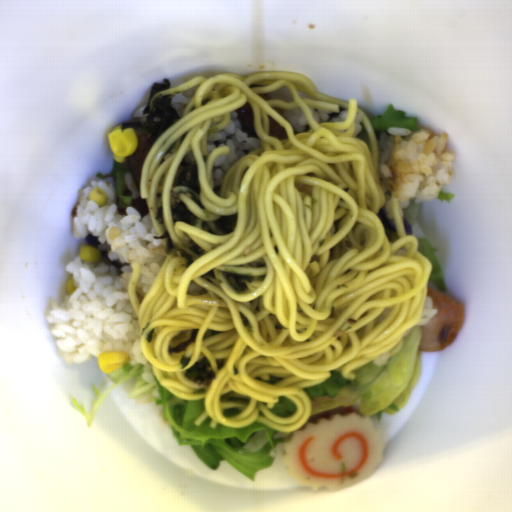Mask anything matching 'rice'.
I'll list each match as a JSON object with an SVG mask.
<instances>
[{
    "mask_svg": "<svg viewBox=\"0 0 512 512\" xmlns=\"http://www.w3.org/2000/svg\"><path fill=\"white\" fill-rule=\"evenodd\" d=\"M99 188L107 195L104 207L88 199ZM120 214L115 188L106 180H91L80 188L78 204L71 220L74 239L92 234L100 242L99 262H88L80 254L66 265L75 291L62 301L49 298L45 319L56 338V350L67 364L83 363L102 352H126L131 364L142 366L141 377L148 384L154 373L145 357L138 315L128 292L132 263H139L136 285L142 303L161 271L168 253L150 212L141 216L129 205Z\"/></svg>",
    "mask_w": 512,
    "mask_h": 512,
    "instance_id": "obj_1",
    "label": "rice"
},
{
    "mask_svg": "<svg viewBox=\"0 0 512 512\" xmlns=\"http://www.w3.org/2000/svg\"><path fill=\"white\" fill-rule=\"evenodd\" d=\"M376 141L387 218L396 220L392 198H397L403 218L411 203L436 200L450 184L456 157L447 150V133L398 127L381 132Z\"/></svg>",
    "mask_w": 512,
    "mask_h": 512,
    "instance_id": "obj_2",
    "label": "rice"
},
{
    "mask_svg": "<svg viewBox=\"0 0 512 512\" xmlns=\"http://www.w3.org/2000/svg\"><path fill=\"white\" fill-rule=\"evenodd\" d=\"M220 145L228 146L229 154L218 155L212 165L214 193L222 190L223 180L228 170L238 160L261 147L262 142L261 139L248 137L246 132L241 131L240 120L235 109L230 113L226 127L209 135L205 142L208 153Z\"/></svg>",
    "mask_w": 512,
    "mask_h": 512,
    "instance_id": "obj_3",
    "label": "rice"
},
{
    "mask_svg": "<svg viewBox=\"0 0 512 512\" xmlns=\"http://www.w3.org/2000/svg\"><path fill=\"white\" fill-rule=\"evenodd\" d=\"M278 111L283 119L291 125L295 132L300 134L304 133L308 129V119L300 107L293 110L279 109Z\"/></svg>",
    "mask_w": 512,
    "mask_h": 512,
    "instance_id": "obj_4",
    "label": "rice"
},
{
    "mask_svg": "<svg viewBox=\"0 0 512 512\" xmlns=\"http://www.w3.org/2000/svg\"><path fill=\"white\" fill-rule=\"evenodd\" d=\"M311 114L316 123H336L347 120L348 109L340 108L339 111L325 110L311 107Z\"/></svg>",
    "mask_w": 512,
    "mask_h": 512,
    "instance_id": "obj_5",
    "label": "rice"
},
{
    "mask_svg": "<svg viewBox=\"0 0 512 512\" xmlns=\"http://www.w3.org/2000/svg\"><path fill=\"white\" fill-rule=\"evenodd\" d=\"M198 88H199V84L184 91V92L168 95V96H170V98L172 100L173 107H174L176 113L178 114L179 119H181L186 107L188 106V104L191 102V100L195 96Z\"/></svg>",
    "mask_w": 512,
    "mask_h": 512,
    "instance_id": "obj_6",
    "label": "rice"
},
{
    "mask_svg": "<svg viewBox=\"0 0 512 512\" xmlns=\"http://www.w3.org/2000/svg\"><path fill=\"white\" fill-rule=\"evenodd\" d=\"M437 315L438 310L433 306L432 297L430 295H426L421 317L414 326L427 325Z\"/></svg>",
    "mask_w": 512,
    "mask_h": 512,
    "instance_id": "obj_7",
    "label": "rice"
},
{
    "mask_svg": "<svg viewBox=\"0 0 512 512\" xmlns=\"http://www.w3.org/2000/svg\"><path fill=\"white\" fill-rule=\"evenodd\" d=\"M124 180L127 187H129L132 191L133 201L137 199L139 196H141V192L138 190L131 172L125 173Z\"/></svg>",
    "mask_w": 512,
    "mask_h": 512,
    "instance_id": "obj_8",
    "label": "rice"
},
{
    "mask_svg": "<svg viewBox=\"0 0 512 512\" xmlns=\"http://www.w3.org/2000/svg\"><path fill=\"white\" fill-rule=\"evenodd\" d=\"M146 106L147 103L136 109L135 112L133 113L135 118H138V123H144L147 118V116L144 114V109Z\"/></svg>",
    "mask_w": 512,
    "mask_h": 512,
    "instance_id": "obj_9",
    "label": "rice"
},
{
    "mask_svg": "<svg viewBox=\"0 0 512 512\" xmlns=\"http://www.w3.org/2000/svg\"><path fill=\"white\" fill-rule=\"evenodd\" d=\"M382 226H383L384 231H385L390 242L393 243L399 239V233L389 229L388 227L384 226L383 224H382Z\"/></svg>",
    "mask_w": 512,
    "mask_h": 512,
    "instance_id": "obj_10",
    "label": "rice"
}]
</instances>
